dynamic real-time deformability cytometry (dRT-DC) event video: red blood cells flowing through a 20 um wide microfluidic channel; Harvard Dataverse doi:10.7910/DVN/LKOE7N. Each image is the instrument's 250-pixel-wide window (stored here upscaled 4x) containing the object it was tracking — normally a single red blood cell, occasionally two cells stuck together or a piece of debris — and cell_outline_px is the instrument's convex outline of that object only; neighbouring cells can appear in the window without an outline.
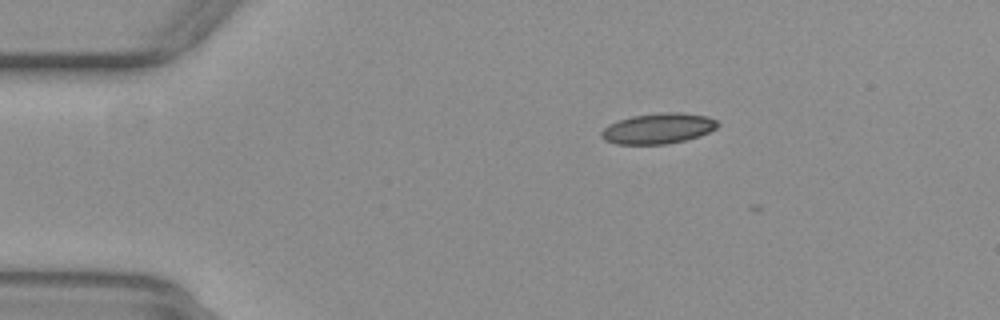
{"species": "common noctule bat (a hibernating species)", "species_latin": "Nyctalus noctula", "temperature_condition": "warm", "stored_images_in_passage": 2, "camera_frame_rate_fps": 3000, "um_per_image_px": 0.085, "animal": {"sex": "female", "body_mass_g": 29.2, "forearm_length_mm": 56.3}, "frame": {"image": 1, "passage_image": 1, "time_ms": 0.0, "image_size_px": [1000, 320], "cell_outline_px": [[720, 124], [716, 128], [700, 136], [668, 144], [616, 144], [604, 140], [600, 136], [600, 132], [608, 124], [632, 116], [660, 112], [680, 112], [708, 116], [716, 120]], "centroid_in_image_um": [55.94, 10.92], "position_along_channel_um": 29.1, "area_um2": 20.81}}